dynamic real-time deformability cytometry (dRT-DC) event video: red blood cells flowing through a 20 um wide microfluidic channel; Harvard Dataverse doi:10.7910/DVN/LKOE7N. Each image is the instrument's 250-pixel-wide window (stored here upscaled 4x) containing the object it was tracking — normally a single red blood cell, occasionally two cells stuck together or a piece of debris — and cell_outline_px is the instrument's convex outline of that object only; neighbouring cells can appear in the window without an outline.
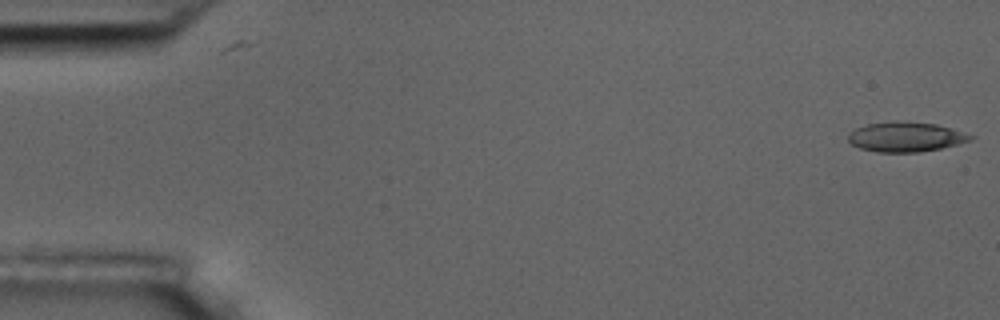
{"species": "common noctule bat (a hibernating species)", "species_latin": "Nyctalus noctula", "temperature_condition": "room temperature", "stored_images_in_passage": 11, "camera_frame_rate_fps": 3000, "um_per_image_px": 0.085, "animal": {"sex": "male", "body_mass_g": 17.5, "forearm_length_mm": 52.3}, "frame": {"image": 1, "passage_image": 1, "time_ms": 0.0, "image_size_px": [1000, 320], "cell_outline_px": [[976, 136], [972, 140], [940, 148], [920, 152], [876, 152], [860, 148], [852, 144], [848, 140], [848, 136], [856, 128], [868, 124], [892, 120], [904, 120], [936, 124], [952, 128]], "centroid_in_image_um": [77.01, 11.62], "position_along_channel_um": 8.0, "area_um2": 21.39}}
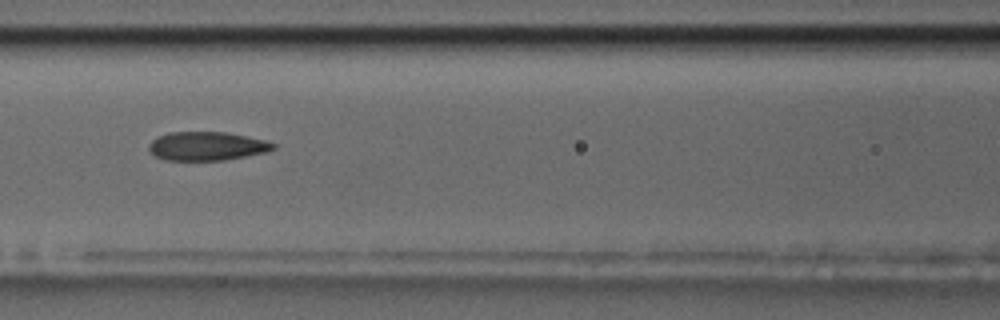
{"frame": {"image": 2, "passage_image": 7, "time_ms": 7.667, "image_size_px": [1000, 320], "cell_outline_px": [[276, 148], [264, 152], [224, 160], [168, 160], [156, 156], [148, 148], [148, 144], [156, 136], [168, 132], [224, 132], [264, 140], [276, 144]], "centroid_in_image_um": [17.54, 12.41], "position_along_channel_um": 149.1, "area_um2": 20.58}}
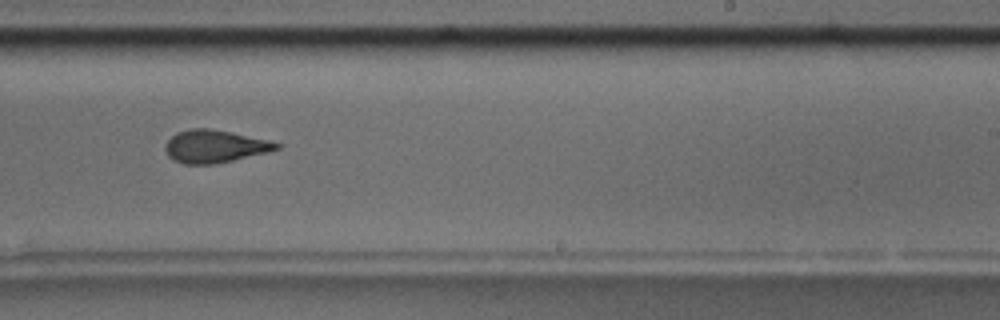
{"frame": {"image": 3, "passage_image": 10, "time_ms": 11.0, "image_size_px": [1000, 320], "cell_outline_px": [[284, 144], [280, 148], [268, 152], [232, 160], [212, 164], [184, 164], [168, 156], [164, 148], [164, 144], [176, 132], [188, 128], [208, 128], [272, 140]], "centroid_in_image_um": [18.27, 12.42], "position_along_channel_um": 270.7, "area_um2": 21.27}}